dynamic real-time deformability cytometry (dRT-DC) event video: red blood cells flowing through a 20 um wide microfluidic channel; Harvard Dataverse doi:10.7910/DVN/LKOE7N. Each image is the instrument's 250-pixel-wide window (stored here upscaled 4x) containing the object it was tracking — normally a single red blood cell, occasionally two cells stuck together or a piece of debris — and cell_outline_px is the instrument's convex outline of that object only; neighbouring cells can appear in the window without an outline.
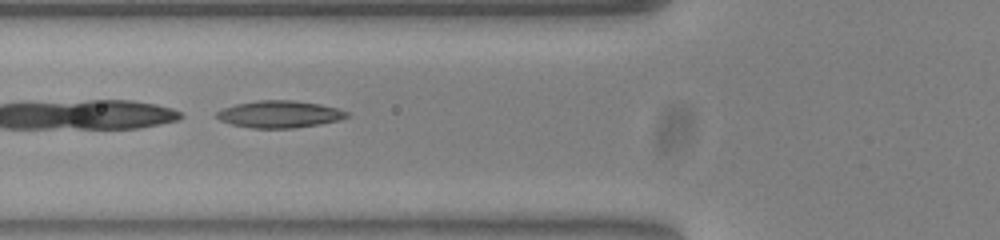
{"species": "common noctule bat (a hibernating species)", "species_latin": "Nyctalus noctula", "temperature_condition": "warm", "stored_images_in_passage": 52, "camera_frame_rate_fps": 3000, "um_per_image_px": 0.085, "animal": {"sex": "female", "body_mass_g": 23.0, "forearm_length_mm": 53.4}, "frame": {"image": 1, "passage_image": 20, "time_ms": 6.333, "image_size_px": [1000, 240], "cell_outline_px": [[352, 116], [320, 124], [296, 128], [252, 128], [232, 124], [220, 120], [216, 116], [216, 112], [224, 108], [236, 104], [256, 100], [292, 100], [320, 104], [336, 108], [348, 112]], "centroid_in_image_um": [23.77, 9.7], "position_along_channel_um": 102.0, "area_um2": 20.46}}
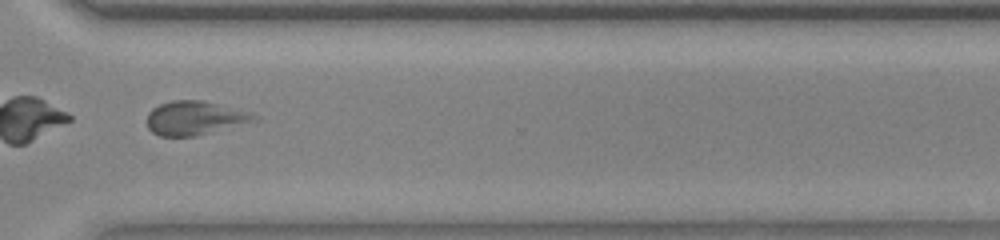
{"frame": {"image": 2, "passage_image": 40, "time_ms": 13.0, "image_size_px": [1000, 240], "cell_outline_px": [[260, 120], [196, 136], [160, 136], [152, 132], [148, 128], [148, 112], [152, 108], [160, 104], [172, 100], [204, 100], [252, 112], [260, 116]], "centroid_in_image_um": [16.62, 10.02], "position_along_channel_um": 354.0, "area_um2": 21.44}, "authors_computed_cell_mechanics": {"area_um2": 21.2704, "velocity_mm_per_s": 3.7687, "shape_relaxation_time_tau1_ms": 0.7715, "shape_relaxation_time_tau2_ms": 3.7193, "deformation_change_tau1": 0.3018, "deformation_change_tau2": 0.1269}}